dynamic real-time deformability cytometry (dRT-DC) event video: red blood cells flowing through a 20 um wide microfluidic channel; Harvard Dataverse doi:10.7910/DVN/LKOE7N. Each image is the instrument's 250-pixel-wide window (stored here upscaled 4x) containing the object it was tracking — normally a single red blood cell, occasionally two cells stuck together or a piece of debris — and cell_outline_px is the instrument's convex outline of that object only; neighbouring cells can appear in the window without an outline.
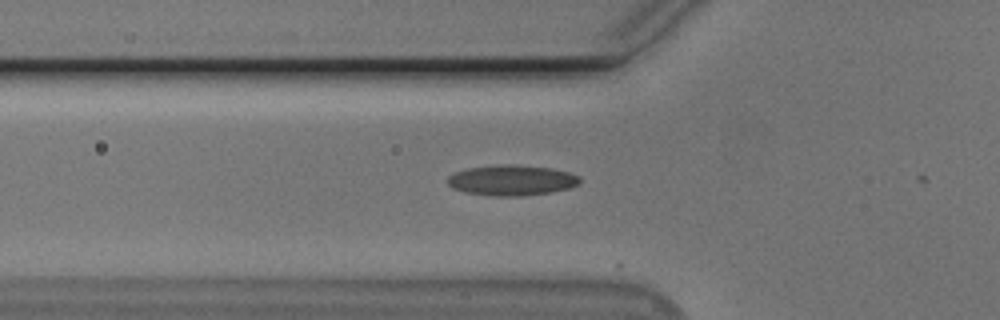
{"species": "Egyptian fruit bat (a non-hibernating species)", "species_latin": "Rousettus aegyptiacus", "temperature_condition": "cold", "stored_images_in_passage": 3, "camera_frame_rate_fps": 3000, "um_per_image_px": 0.085, "animal": {"sex": "male"}, "frame": {"image": 1, "passage_image": 2, "time_ms": 0.333, "image_size_px": [1000, 320], "cell_outline_px": [[580, 184], [568, 188], [548, 192], [520, 196], [496, 196], [468, 192], [452, 188], [448, 184], [448, 176], [456, 172], [468, 168], [508, 164], [552, 168], [568, 172], [580, 176]], "centroid_in_image_um": [43.52, 15.32], "position_along_channel_um": 82.3, "area_um2": 23.12}}